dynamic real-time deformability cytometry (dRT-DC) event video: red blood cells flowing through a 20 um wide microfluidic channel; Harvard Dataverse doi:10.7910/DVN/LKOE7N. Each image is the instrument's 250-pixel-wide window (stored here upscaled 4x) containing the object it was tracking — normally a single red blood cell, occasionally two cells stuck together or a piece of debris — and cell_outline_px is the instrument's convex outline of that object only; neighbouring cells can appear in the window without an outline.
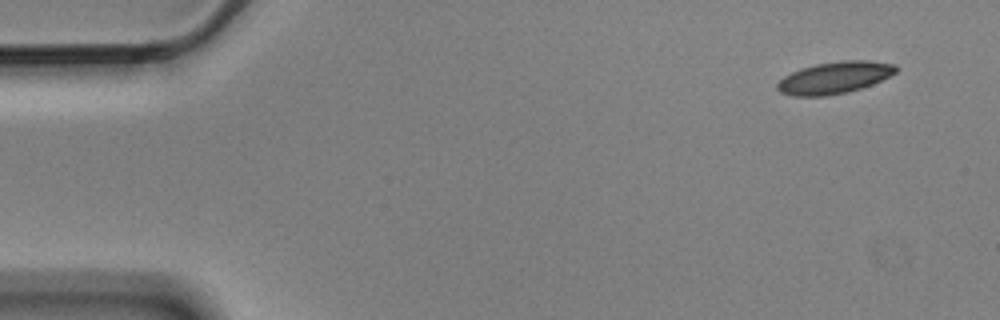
{"species": "Egyptian fruit bat (a non-hibernating species)", "species_latin": "Rousettus aegyptiacus", "temperature_condition": "cold", "stored_images_in_passage": 3, "camera_frame_rate_fps": 3000, "um_per_image_px": 0.085, "animal": {"sex": "male"}, "frame": {"image": 1, "passage_image": 1, "time_ms": 0.0, "image_size_px": [1000, 320], "cell_outline_px": [[900, 68], [896, 72], [872, 84], [848, 92], [824, 96], [792, 96], [780, 92], [776, 88], [776, 84], [784, 76], [800, 68], [816, 64], [840, 60], [868, 60], [896, 64]], "centroid_in_image_um": [70.93, 6.59], "position_along_channel_um": 14.1, "area_um2": 22.14}}
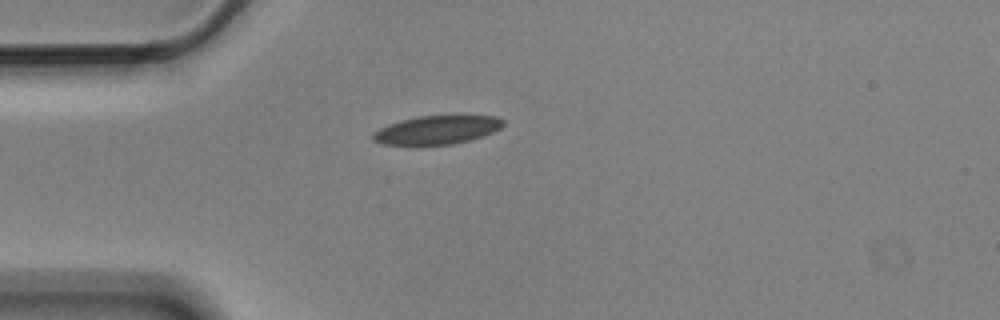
{"frame": {"image": 2, "passage_image": 3, "time_ms": 0.667, "image_size_px": [1000, 320], "cell_outline_px": [[504, 124], [500, 128], [492, 132], [468, 140], [452, 144], [420, 148], [408, 148], [380, 144], [372, 140], [372, 132], [388, 124], [400, 120], [420, 116], [456, 112], [496, 116], [504, 120]], "centroid_in_image_um": [37.09, 11.04], "position_along_channel_um": 47.9, "area_um2": 23.64}}